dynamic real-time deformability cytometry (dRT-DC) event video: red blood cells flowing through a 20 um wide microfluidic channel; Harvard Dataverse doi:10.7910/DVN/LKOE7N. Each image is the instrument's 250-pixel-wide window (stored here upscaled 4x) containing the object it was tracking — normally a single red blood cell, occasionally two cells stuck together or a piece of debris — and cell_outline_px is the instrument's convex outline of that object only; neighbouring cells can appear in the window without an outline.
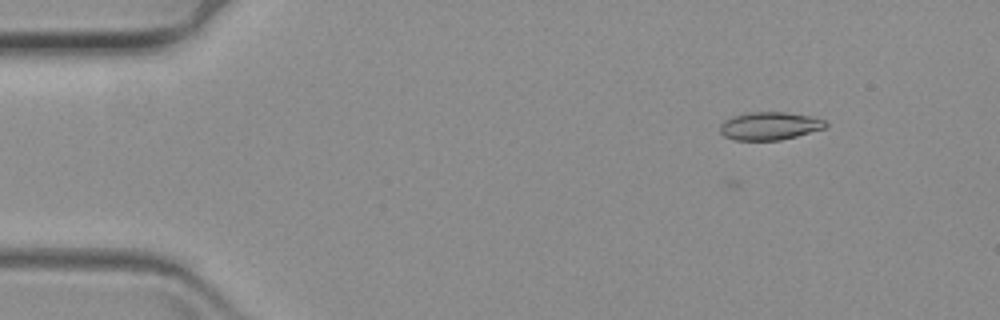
{"species": "common noctule bat (a hibernating species)", "species_latin": "Nyctalus noctula", "temperature_condition": "warm", "stored_images_in_passage": 5, "camera_frame_rate_fps": 3000, "um_per_image_px": 0.085, "animal": {"sex": "female", "body_mass_g": 19.3, "forearm_length_mm": 54.1}, "frame": {"image": 1, "passage_image": 5, "time_ms": 1.333, "image_size_px": [1000, 320], "cell_outline_px": [[828, 124], [824, 128], [796, 136], [780, 140], [732, 140], [724, 136], [720, 132], [720, 124], [724, 120], [732, 116], [748, 112], [784, 112], [812, 116], [824, 120]], "centroid_in_image_um": [65.38, 10.7], "position_along_channel_um": 19.6, "area_um2": 17.22}}